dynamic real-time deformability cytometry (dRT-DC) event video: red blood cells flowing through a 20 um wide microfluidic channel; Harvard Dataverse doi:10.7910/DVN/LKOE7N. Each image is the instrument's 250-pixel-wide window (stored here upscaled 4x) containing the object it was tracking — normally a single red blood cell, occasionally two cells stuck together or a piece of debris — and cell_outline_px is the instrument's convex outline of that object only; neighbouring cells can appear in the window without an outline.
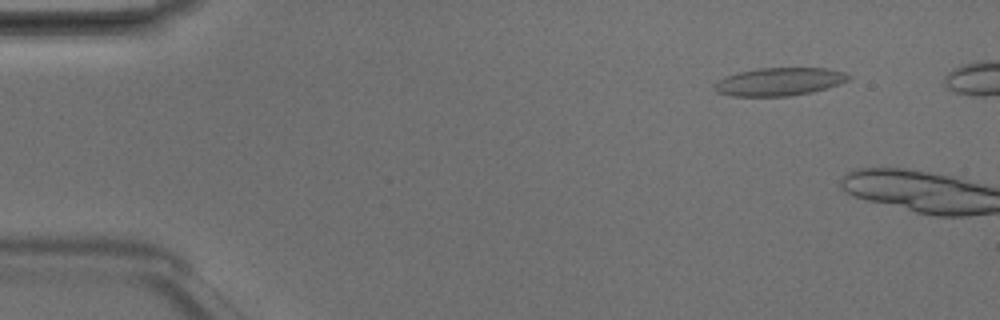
{"species": "Egyptian fruit bat (a non-hibernating species)", "species_latin": "Rousettus aegyptiacus", "temperature_condition": "room temperature", "stored_images_in_passage": 5, "camera_frame_rate_fps": 3000, "um_per_image_px": 0.085, "animal": {"sex": "male"}, "frame": {"image": 1, "passage_image": 2, "time_ms": 0.333, "image_size_px": [1000, 320], "cell_outline_px": [[852, 76], [848, 80], [840, 84], [812, 92], [792, 96], [732, 96], [716, 92], [712, 88], [724, 76], [756, 68], [828, 68], [844, 72]], "centroid_in_image_um": [66.26, 6.94], "position_along_channel_um": 18.7, "area_um2": 21.96}}